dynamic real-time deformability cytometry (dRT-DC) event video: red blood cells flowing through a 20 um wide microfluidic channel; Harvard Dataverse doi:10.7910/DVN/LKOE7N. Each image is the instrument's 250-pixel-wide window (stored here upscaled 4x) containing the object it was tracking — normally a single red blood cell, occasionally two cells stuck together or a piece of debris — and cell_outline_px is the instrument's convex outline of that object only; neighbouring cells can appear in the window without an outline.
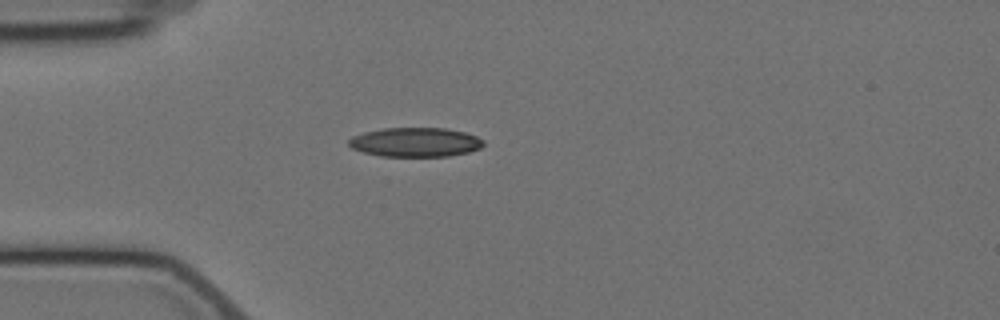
{"species": "Egyptian fruit bat (a non-hibernating species)", "species_latin": "Rousettus aegyptiacus", "temperature_condition": "cold", "stored_images_in_passage": 1, "camera_frame_rate_fps": 3000, "um_per_image_px": 0.085, "animal": {"sex": "female"}, "frame": {"image": 1, "passage_image": 1, "time_ms": 0.0, "image_size_px": [1000, 320], "cell_outline_px": [[484, 144], [480, 148], [468, 152], [448, 156], [380, 156], [364, 152], [352, 148], [348, 144], [348, 140], [352, 136], [364, 132], [384, 128], [444, 128], [464, 132], [476, 136], [484, 140]], "centroid_in_image_um": [35.3, 12.08], "position_along_channel_um": 49.7, "area_um2": 22.89}}